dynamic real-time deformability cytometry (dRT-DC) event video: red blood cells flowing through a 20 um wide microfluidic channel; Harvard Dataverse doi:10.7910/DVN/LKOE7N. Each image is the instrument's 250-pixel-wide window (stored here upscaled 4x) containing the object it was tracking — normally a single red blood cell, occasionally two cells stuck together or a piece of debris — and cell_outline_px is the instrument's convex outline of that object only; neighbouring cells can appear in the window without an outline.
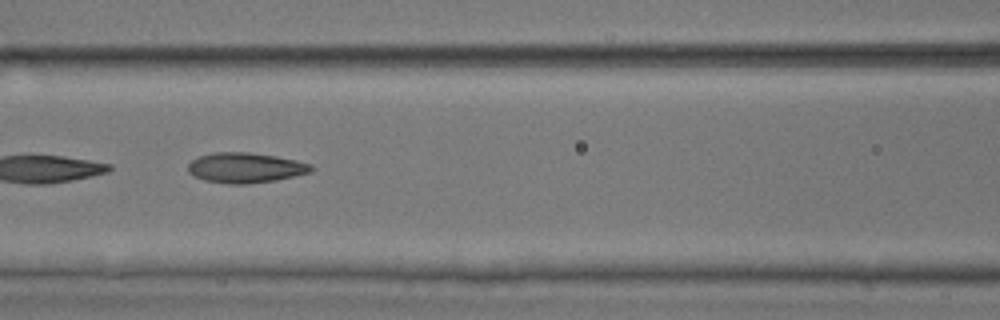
{"species": "common noctule bat (a hibernating species)", "species_latin": "Nyctalus noctula", "temperature_condition": "room temperature", "stored_images_in_passage": 9, "camera_frame_rate_fps": 3000, "um_per_image_px": 0.085, "animal": {"sex": "male", "body_mass_g": 17.9, "forearm_length_mm": 54.2}, "frame": {"image": 1, "passage_image": 6, "time_ms": 6.667, "image_size_px": [1000, 320], "cell_outline_px": [[316, 168], [312, 172], [276, 180], [248, 184], [228, 184], [204, 180], [192, 176], [188, 172], [188, 164], [192, 160], [200, 156], [212, 152], [248, 152], [276, 156], [296, 160], [312, 164]], "centroid_in_image_um": [20.87, 14.26], "position_along_channel_um": 145.7, "area_um2": 21.91}}
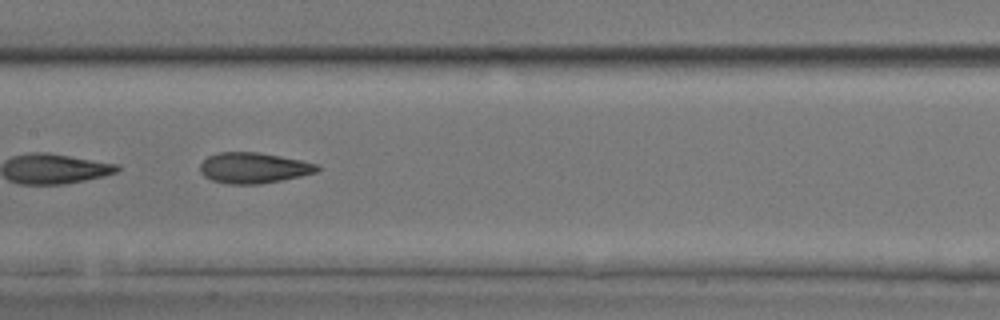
{"frame": {"image": 2, "passage_image": 7, "time_ms": 7.667, "image_size_px": [1000, 320], "cell_outline_px": [[320, 168], [316, 172], [300, 176], [260, 184], [228, 184], [212, 180], [204, 176], [200, 172], [200, 164], [208, 156], [216, 152], [260, 152], [320, 164]], "centroid_in_image_um": [21.54, 14.26], "position_along_channel_um": 185.9, "area_um2": 20.98}}